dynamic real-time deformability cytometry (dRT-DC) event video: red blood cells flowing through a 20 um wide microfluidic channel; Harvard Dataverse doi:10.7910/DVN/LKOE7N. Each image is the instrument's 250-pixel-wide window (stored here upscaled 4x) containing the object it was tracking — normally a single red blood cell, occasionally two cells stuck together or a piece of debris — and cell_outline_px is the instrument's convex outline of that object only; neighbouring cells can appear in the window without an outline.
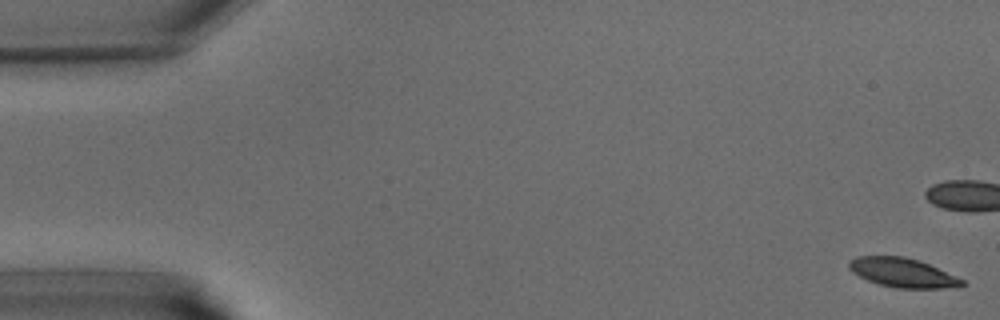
{"species": "common noctule bat (a hibernating species)", "species_latin": "Nyctalus noctula", "temperature_condition": "warm", "stored_images_in_passage": 42, "camera_frame_rate_fps": 3000, "um_per_image_px": 0.085, "animal": {"sex": "male", "body_mass_g": 15.6}, "frame": {"image": 1, "passage_image": 1, "time_ms": 0.0, "image_size_px": [1000, 320], "cell_outline_px": [[964, 284], [956, 288], [896, 288], [880, 284], [868, 280], [852, 272], [848, 268], [848, 260], [856, 256], [904, 256], [920, 260], [964, 280]], "centroid_in_image_um": [76.7, 23.17], "position_along_channel_um": 8.3, "area_um2": 19.25}}